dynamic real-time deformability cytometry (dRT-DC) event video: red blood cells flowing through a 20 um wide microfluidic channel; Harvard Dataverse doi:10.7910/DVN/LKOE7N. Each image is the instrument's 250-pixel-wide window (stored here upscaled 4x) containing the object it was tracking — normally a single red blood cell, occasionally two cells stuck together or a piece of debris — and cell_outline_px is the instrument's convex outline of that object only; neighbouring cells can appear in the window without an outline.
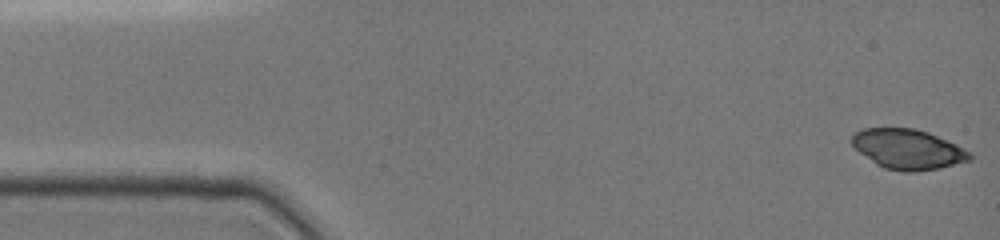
{"species": "common noctule bat (a hibernating species)", "species_latin": "Nyctalus noctula", "temperature_condition": "cold", "stored_images_in_passage": 11, "camera_frame_rate_fps": 3000, "um_per_image_px": 0.085, "animal": {"sex": "female", "body_mass_g": 19.0, "forearm_length_mm": 51.5}, "frame": {"image": 1, "passage_image": 1, "time_ms": 0.0, "image_size_px": [1000, 240], "cell_outline_px": [[972, 160], [940, 168], [912, 172], [904, 172], [884, 168], [876, 164], [860, 152], [852, 144], [852, 136], [856, 132], [864, 128], [916, 128], [928, 132], [948, 140], [972, 152]], "centroid_in_image_um": [77.22, 12.68], "position_along_channel_um": 7.8, "area_um2": 27.51}}
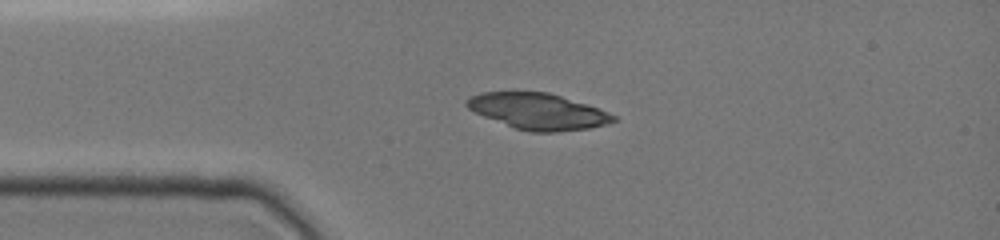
{"frame": {"image": 2, "passage_image": 7, "time_ms": 3.333, "image_size_px": [1000, 240], "cell_outline_px": [[620, 120], [588, 128], [556, 132], [532, 132], [516, 128], [484, 116], [468, 108], [464, 104], [472, 96], [480, 92], [548, 92], [600, 108], [616, 116]], "centroid_in_image_um": [45.77, 9.46], "position_along_channel_um": 39.2, "area_um2": 30.52}}